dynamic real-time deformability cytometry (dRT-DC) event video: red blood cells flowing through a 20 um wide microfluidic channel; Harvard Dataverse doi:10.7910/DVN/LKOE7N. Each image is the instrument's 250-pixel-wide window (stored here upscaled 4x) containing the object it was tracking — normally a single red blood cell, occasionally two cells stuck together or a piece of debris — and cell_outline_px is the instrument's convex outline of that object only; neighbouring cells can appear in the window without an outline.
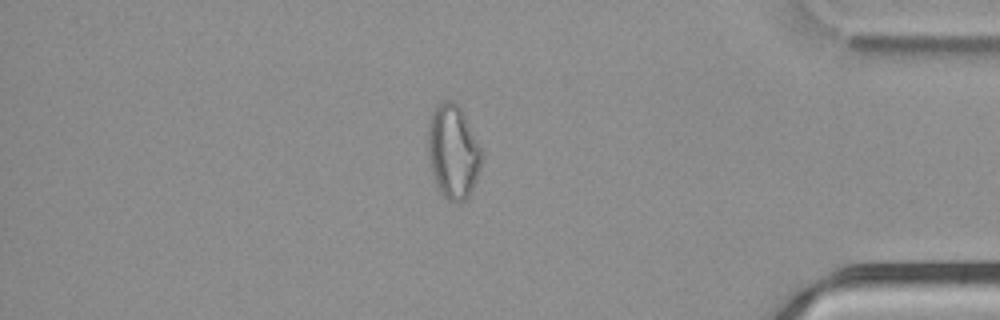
{"species": "common noctule bat (a hibernating species)", "species_latin": "Nyctalus noctula", "temperature_condition": "cold", "stored_images_in_passage": 47, "camera_frame_rate_fps": 3000, "um_per_image_px": 0.085, "animal": {"sex": "male", "body_mass_g": 21.5, "forearm_length_mm": 52.0}, "frame": {"image": 1, "passage_image": 40, "time_ms": 13.0, "image_size_px": [1000, 320], "cell_outline_px": [[480, 168], [472, 188], [468, 196], [464, 200], [456, 204], [448, 200], [436, 188], [428, 164], [428, 120], [436, 104], [444, 100], [452, 100], [460, 108], [480, 148]], "centroid_in_image_um": [38.44, 12.92], "position_along_channel_um": 396.8, "area_um2": 29.25}}